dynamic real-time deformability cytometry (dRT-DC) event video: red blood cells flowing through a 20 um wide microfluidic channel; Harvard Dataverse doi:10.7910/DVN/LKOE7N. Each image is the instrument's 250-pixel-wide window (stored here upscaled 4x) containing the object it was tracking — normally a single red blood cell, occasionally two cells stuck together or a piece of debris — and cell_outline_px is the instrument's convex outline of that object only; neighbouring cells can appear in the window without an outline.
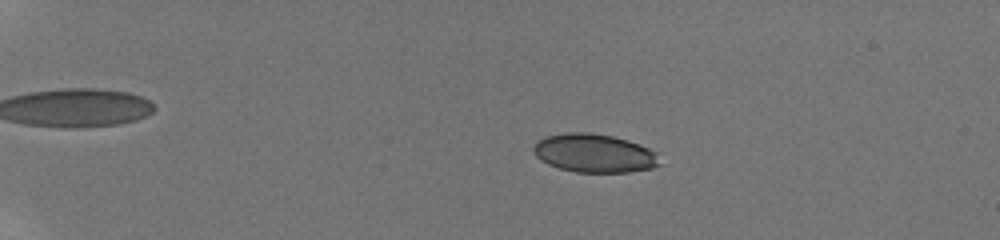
{"species": "human", "species_latin": "Homo sapiens", "temperature_condition": "room temperature", "stored_images_in_passage": 68, "camera_frame_rate_fps": 3000, "um_per_image_px": 0.085, "donor": {"sex": "male"}, "frame": {"image": 1, "passage_image": 33, "time_ms": 4.667, "image_size_px": [1000, 240], "cell_outline_px": [[660, 164], [652, 168], [628, 172], [576, 172], [560, 168], [548, 164], [540, 160], [536, 156], [532, 148], [544, 136], [564, 132], [588, 132], [612, 136], [628, 140], [640, 144], [656, 152]], "centroid_in_image_um": [50.5, 13.01], "position_along_channel_um": 34.5, "area_um2": 28.32}}
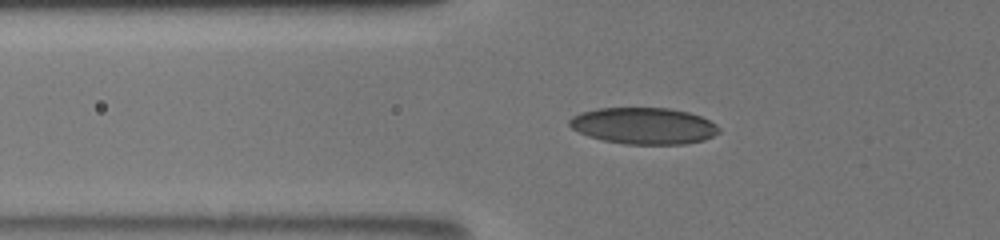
{"frame": {"image": 2, "passage_image": 57, "time_ms": 8.0, "image_size_px": [1000, 240], "cell_outline_px": [[720, 132], [704, 140], [684, 144], [624, 144], [604, 140], [588, 136], [572, 128], [568, 124], [568, 120], [572, 116], [580, 112], [600, 108], [668, 108], [688, 112], [700, 116], [716, 124], [720, 128]], "centroid_in_image_um": [54.71, 10.69], "position_along_channel_um": 71.1, "area_um2": 31.79}}
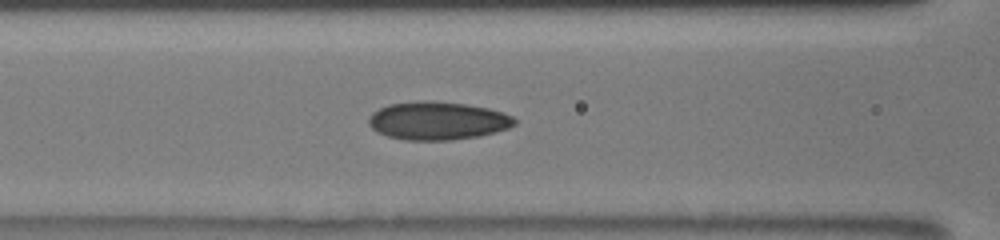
{"frame": {"image": 3, "passage_image": 64, "time_ms": 9.667, "image_size_px": [1000, 240], "cell_outline_px": [[516, 124], [508, 128], [480, 136], [452, 140], [404, 140], [388, 136], [376, 132], [368, 124], [368, 120], [372, 112], [388, 104], [416, 100], [432, 100], [468, 104], [488, 108], [504, 112], [512, 116], [516, 120]], "centroid_in_image_um": [37.19, 10.25], "position_along_channel_um": 129.4, "area_um2": 32.83}}